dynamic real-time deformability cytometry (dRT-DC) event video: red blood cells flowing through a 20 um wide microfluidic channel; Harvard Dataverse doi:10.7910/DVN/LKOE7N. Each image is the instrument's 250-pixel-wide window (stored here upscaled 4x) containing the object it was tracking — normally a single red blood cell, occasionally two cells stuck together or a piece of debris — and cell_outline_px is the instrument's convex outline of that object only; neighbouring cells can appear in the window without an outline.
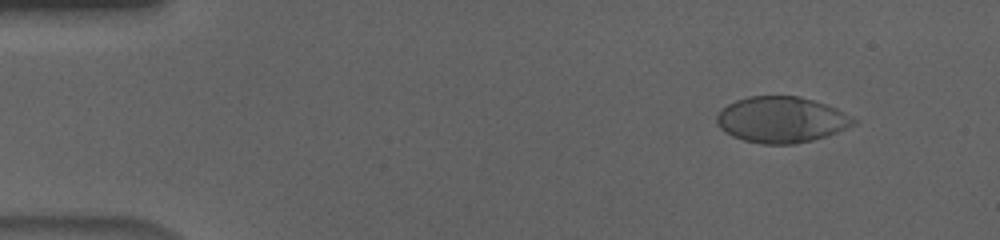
{"species": "human", "species_latin": "Homo sapiens", "temperature_condition": "cold", "stored_images_in_passage": 56, "camera_frame_rate_fps": 3000, "um_per_image_px": 0.085, "donor": {"sex": "male"}, "frame": {"image": 1, "passage_image": 6, "time_ms": 1.667, "image_size_px": [1000, 240], "cell_outline_px": [[856, 124], [836, 132], [812, 140], [792, 144], [760, 144], [744, 140], [732, 136], [724, 132], [716, 124], [716, 116], [728, 104], [736, 100], [748, 96], [800, 96], [836, 108], [852, 116], [856, 120]], "centroid_in_image_um": [66.39, 10.17], "position_along_channel_um": 18.6, "area_um2": 36.53}}
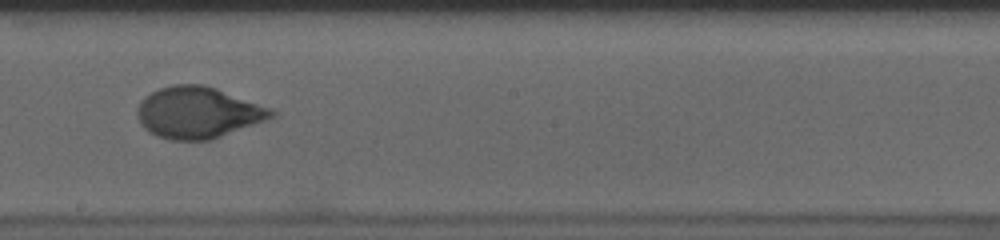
{"frame": {"image": 2, "passage_image": 32, "time_ms": 10.333, "image_size_px": [1000, 240], "cell_outline_px": [[276, 116], [212, 140], [172, 140], [156, 136], [148, 132], [140, 124], [136, 112], [136, 108], [140, 100], [144, 96], [160, 88], [172, 84], [204, 84], [216, 88], [268, 108], [276, 112]], "centroid_in_image_um": [16.76, 9.57], "position_along_channel_um": 231.4, "area_um2": 40.17}}
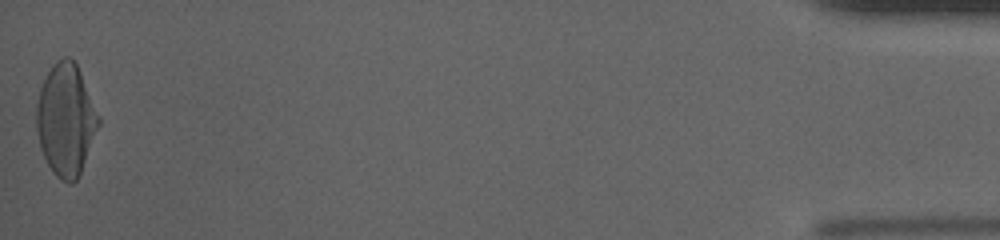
{"frame": {"image": 3, "passage_image": 56, "time_ms": 18.333, "image_size_px": [1000, 240], "cell_outline_px": [[100, 124], [80, 172], [76, 180], [72, 184], [68, 184], [60, 180], [52, 172], [40, 148], [36, 128], [36, 104], [40, 88], [52, 64], [56, 60], [64, 56], [68, 56], [76, 64], [80, 72], [100, 116]], "centroid_in_image_um": [5.59, 10.18], "position_along_channel_um": 429.6, "area_um2": 40.46}, "authors_computed_cell_mechanics": {"area_um2": 39.2751, "velocity_mm_per_s": 3.6386, "shape_relaxation_time_tau1_ms": 5.4516, "shape_relaxation_time_tau2_ms": null, "deformation_change_tau1": 0.1999, "deformation_change_tau2": null}}